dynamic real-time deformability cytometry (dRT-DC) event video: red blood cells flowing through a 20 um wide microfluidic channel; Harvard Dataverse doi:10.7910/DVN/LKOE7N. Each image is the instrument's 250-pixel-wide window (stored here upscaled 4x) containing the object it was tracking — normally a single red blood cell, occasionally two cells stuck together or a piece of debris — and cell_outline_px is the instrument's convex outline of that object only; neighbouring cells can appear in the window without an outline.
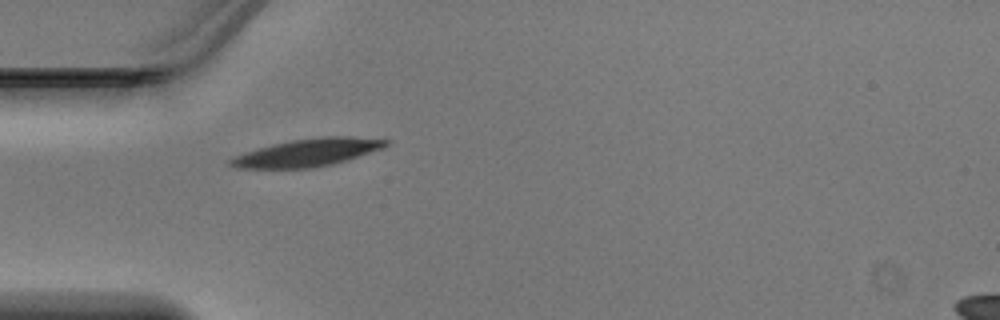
{"species": "Egyptian fruit bat (a non-hibernating species)", "species_latin": "Rousettus aegyptiacus", "temperature_condition": "warm", "stored_images_in_passage": 25, "camera_frame_rate_fps": 3000, "um_per_image_px": 0.085, "animal": {"sex": "male"}, "frame": {"image": 1, "passage_image": 1, "time_ms": 0.0, "image_size_px": [1000, 320], "cell_outline_px": [[392, 140], [384, 148], [332, 164], [308, 168], [236, 168], [228, 164], [228, 160], [236, 156], [272, 144], [292, 140], [324, 136], [348, 136]], "centroid_in_image_um": [26.18, 12.96], "position_along_channel_um": 58.8, "area_um2": 24.68}}
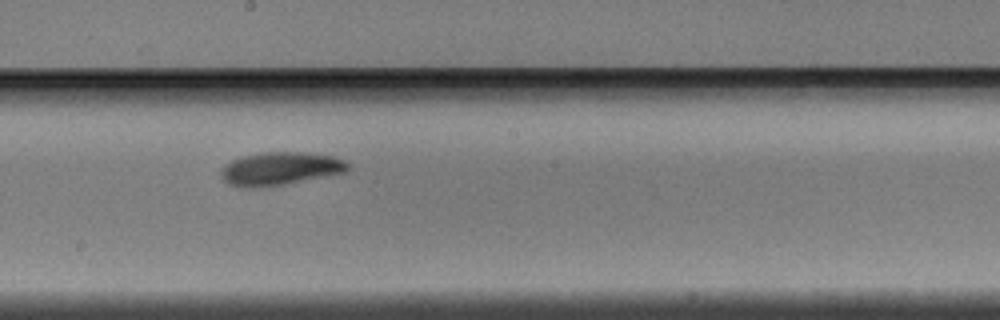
{"frame": {"image": 2, "passage_image": 13, "time_ms": 4.0, "image_size_px": [1000, 320], "cell_outline_px": [[352, 168], [344, 172], [284, 184], [248, 188], [240, 188], [228, 184], [220, 176], [220, 172], [224, 164], [232, 160], [244, 156], [260, 152], [308, 152], [332, 156], [344, 160], [352, 164]], "centroid_in_image_um": [23.81, 14.32], "position_along_channel_um": 224.4, "area_um2": 24.57}}
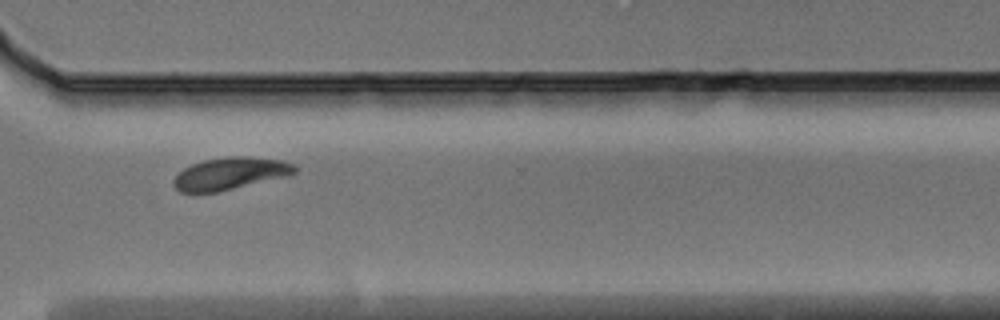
{"frame": {"image": 3, "passage_image": 22, "time_ms": 7.0, "image_size_px": [1000, 320], "cell_outline_px": [[296, 172], [288, 176], [216, 192], [180, 192], [172, 184], [172, 180], [184, 168], [192, 164], [204, 160], [228, 156], [248, 156], [280, 160], [296, 164]], "centroid_in_image_um": [19.57, 14.74], "position_along_channel_um": 351.0, "area_um2": 22.66}}